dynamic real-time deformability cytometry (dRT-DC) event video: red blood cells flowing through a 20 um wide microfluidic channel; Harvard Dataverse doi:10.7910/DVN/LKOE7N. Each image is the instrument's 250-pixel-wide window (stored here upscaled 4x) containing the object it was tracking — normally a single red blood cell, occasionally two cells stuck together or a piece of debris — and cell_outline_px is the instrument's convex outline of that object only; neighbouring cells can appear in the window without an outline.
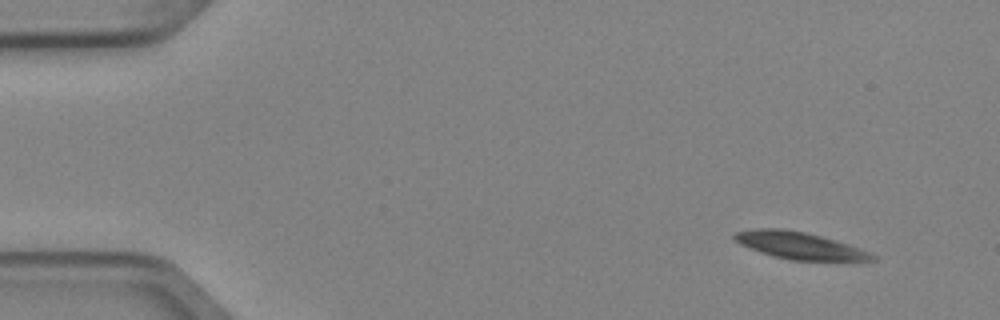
{"species": "Egyptian fruit bat (a non-hibernating species)", "species_latin": "Rousettus aegyptiacus", "temperature_condition": "cold", "stored_images_in_passage": 4, "camera_frame_rate_fps": 3000, "um_per_image_px": 0.085, "animal": {"sex": "female"}, "frame": {"image": 1, "passage_image": 1, "time_ms": 0.0, "image_size_px": [1000, 320], "cell_outline_px": [[876, 260], [792, 260], [760, 252], [740, 244], [732, 236], [736, 232], [756, 228], [780, 228], [804, 232], [836, 240], [860, 248], [876, 256]], "centroid_in_image_um": [67.94, 20.86], "position_along_channel_um": 17.1, "area_um2": 21.27}}
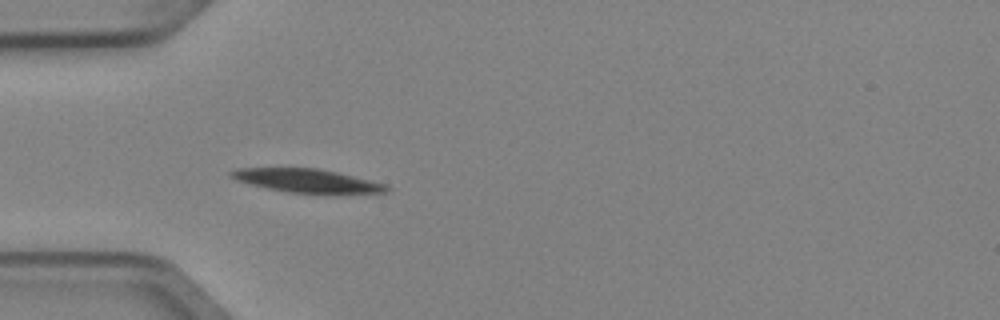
{"frame": {"image": 2, "passage_image": 4, "time_ms": 1.0, "image_size_px": [1000, 320], "cell_outline_px": [[392, 188], [388, 192], [332, 196], [324, 196], [288, 192], [268, 188], [236, 180], [228, 176], [228, 172], [240, 168], [316, 168], [336, 172], [388, 184]], "centroid_in_image_um": [26.24, 15.41], "position_along_channel_um": 58.8, "area_um2": 22.25}}